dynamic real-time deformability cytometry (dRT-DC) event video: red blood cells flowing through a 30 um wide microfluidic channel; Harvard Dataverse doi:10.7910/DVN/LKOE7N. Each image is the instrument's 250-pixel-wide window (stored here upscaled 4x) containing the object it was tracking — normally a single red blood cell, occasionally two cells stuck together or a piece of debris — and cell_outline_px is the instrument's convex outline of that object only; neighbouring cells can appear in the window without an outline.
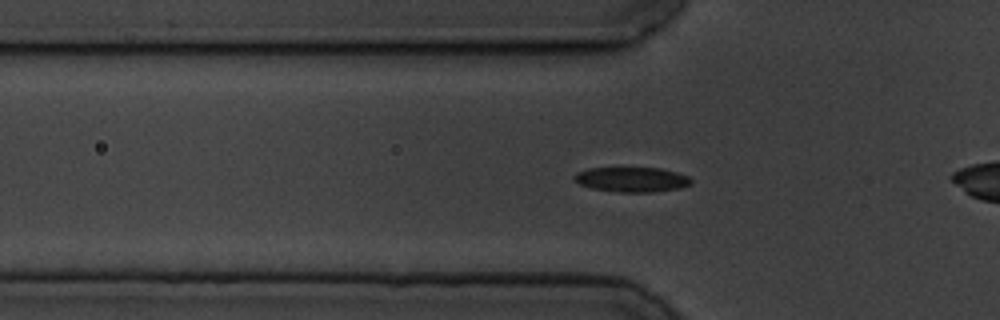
{"species": "common noctule bat (a hibernating species)", "species_latin": "Nyctalus noctula", "temperature_condition": "cold", "stored_images_in_passage": 54, "segment_of_instrument_passage": [1, 2], "camera_frame_rate_fps": 3000, "um_per_image_px": 0.085, "animal": {"sex": "male", "body_mass_g": 19.5, "forearm_length_mm": 54.6}, "frame": {"image": 1, "passage_image": 14, "time_ms": 4.333, "image_size_px": [1000, 320], "cell_outline_px": [[692, 184], [680, 188], [656, 192], [620, 192], [592, 188], [580, 184], [572, 180], [572, 176], [576, 172], [588, 168], [660, 168], [676, 172], [688, 176], [692, 180]], "centroid_in_image_um": [53.69, 15.26], "position_along_channel_um": 72.1, "area_um2": 17.05}}
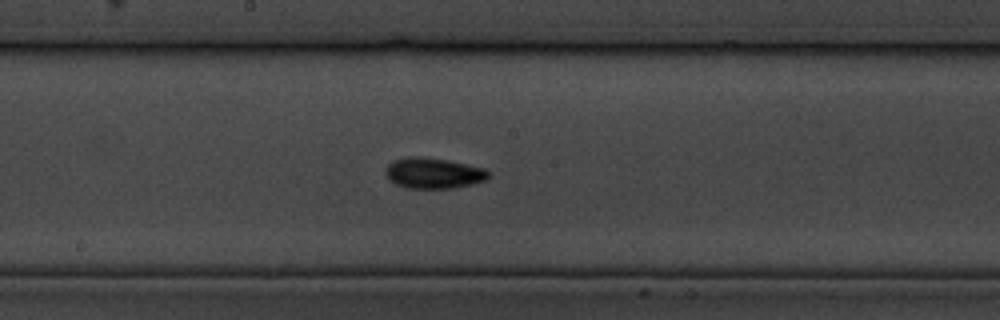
{"frame": {"image": 2, "passage_image": 26, "time_ms": 8.333, "image_size_px": [1000, 320], "cell_outline_px": [[492, 176], [488, 180], [472, 184], [452, 188], [404, 188], [388, 180], [384, 172], [388, 164], [392, 160], [408, 156], [416, 156], [448, 160], [484, 168], [492, 172]], "centroid_in_image_um": [36.85, 14.72], "position_along_channel_um": 211.3, "area_um2": 18.79}}
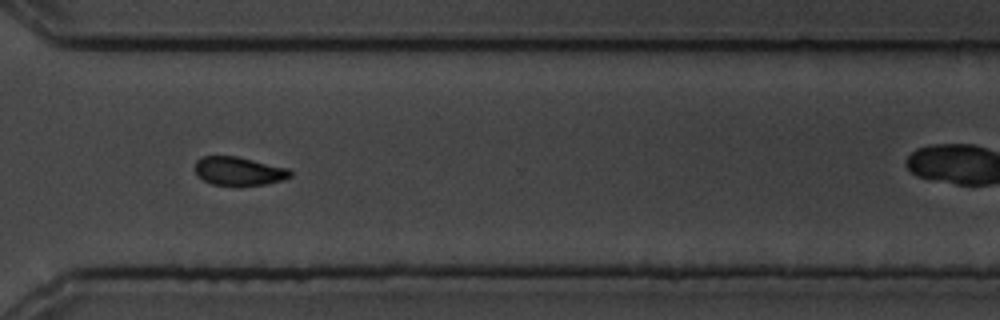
{"frame": {"image": 3, "passage_image": 38, "time_ms": 12.333, "image_size_px": [1000, 320], "cell_outline_px": [[292, 176], [284, 180], [264, 184], [212, 184], [204, 180], [192, 168], [196, 160], [200, 156], [236, 156], [288, 168], [292, 172]], "centroid_in_image_um": [20.28, 14.52], "position_along_channel_um": 350.3, "area_um2": 15.66}}